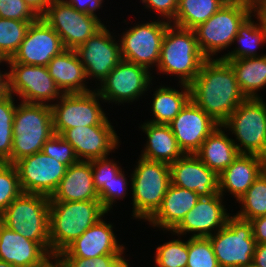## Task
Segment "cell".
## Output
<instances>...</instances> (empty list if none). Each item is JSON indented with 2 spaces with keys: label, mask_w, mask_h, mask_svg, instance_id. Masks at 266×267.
I'll return each mask as SVG.
<instances>
[{
  "label": "cell",
  "mask_w": 266,
  "mask_h": 267,
  "mask_svg": "<svg viewBox=\"0 0 266 267\" xmlns=\"http://www.w3.org/2000/svg\"><path fill=\"white\" fill-rule=\"evenodd\" d=\"M187 267H219L208 238L188 237Z\"/></svg>",
  "instance_id": "38"
},
{
  "label": "cell",
  "mask_w": 266,
  "mask_h": 267,
  "mask_svg": "<svg viewBox=\"0 0 266 267\" xmlns=\"http://www.w3.org/2000/svg\"><path fill=\"white\" fill-rule=\"evenodd\" d=\"M143 22L126 28L121 35L118 33L117 38L120 42L122 60L152 71V68L158 66L163 38L171 23L160 19Z\"/></svg>",
  "instance_id": "12"
},
{
  "label": "cell",
  "mask_w": 266,
  "mask_h": 267,
  "mask_svg": "<svg viewBox=\"0 0 266 267\" xmlns=\"http://www.w3.org/2000/svg\"><path fill=\"white\" fill-rule=\"evenodd\" d=\"M123 255H104L97 258H55L62 267H112Z\"/></svg>",
  "instance_id": "43"
},
{
  "label": "cell",
  "mask_w": 266,
  "mask_h": 267,
  "mask_svg": "<svg viewBox=\"0 0 266 267\" xmlns=\"http://www.w3.org/2000/svg\"><path fill=\"white\" fill-rule=\"evenodd\" d=\"M13 126H0V163H11Z\"/></svg>",
  "instance_id": "46"
},
{
  "label": "cell",
  "mask_w": 266,
  "mask_h": 267,
  "mask_svg": "<svg viewBox=\"0 0 266 267\" xmlns=\"http://www.w3.org/2000/svg\"><path fill=\"white\" fill-rule=\"evenodd\" d=\"M170 233L178 237L156 247L154 267H187L188 237L184 238L185 241L181 235H176L172 231Z\"/></svg>",
  "instance_id": "36"
},
{
  "label": "cell",
  "mask_w": 266,
  "mask_h": 267,
  "mask_svg": "<svg viewBox=\"0 0 266 267\" xmlns=\"http://www.w3.org/2000/svg\"><path fill=\"white\" fill-rule=\"evenodd\" d=\"M0 18L36 21L39 17L24 0H0Z\"/></svg>",
  "instance_id": "42"
},
{
  "label": "cell",
  "mask_w": 266,
  "mask_h": 267,
  "mask_svg": "<svg viewBox=\"0 0 266 267\" xmlns=\"http://www.w3.org/2000/svg\"><path fill=\"white\" fill-rule=\"evenodd\" d=\"M143 7L159 15L158 19L172 23L174 21L178 0H140Z\"/></svg>",
  "instance_id": "44"
},
{
  "label": "cell",
  "mask_w": 266,
  "mask_h": 267,
  "mask_svg": "<svg viewBox=\"0 0 266 267\" xmlns=\"http://www.w3.org/2000/svg\"><path fill=\"white\" fill-rule=\"evenodd\" d=\"M42 152L67 167L79 161L70 143L56 134L44 143Z\"/></svg>",
  "instance_id": "40"
},
{
  "label": "cell",
  "mask_w": 266,
  "mask_h": 267,
  "mask_svg": "<svg viewBox=\"0 0 266 267\" xmlns=\"http://www.w3.org/2000/svg\"><path fill=\"white\" fill-rule=\"evenodd\" d=\"M252 12L255 15H260L266 9V0H250Z\"/></svg>",
  "instance_id": "51"
},
{
  "label": "cell",
  "mask_w": 266,
  "mask_h": 267,
  "mask_svg": "<svg viewBox=\"0 0 266 267\" xmlns=\"http://www.w3.org/2000/svg\"><path fill=\"white\" fill-rule=\"evenodd\" d=\"M104 25L92 35L85 43L75 49L79 60L85 68L88 79L95 80L94 88L99 85L122 60L120 42L113 31ZM98 81V82H97ZM98 83V84H97Z\"/></svg>",
  "instance_id": "15"
},
{
  "label": "cell",
  "mask_w": 266,
  "mask_h": 267,
  "mask_svg": "<svg viewBox=\"0 0 266 267\" xmlns=\"http://www.w3.org/2000/svg\"><path fill=\"white\" fill-rule=\"evenodd\" d=\"M257 20L255 22V19ZM254 19V20H253ZM235 48L228 53L221 55L218 59H243L261 57L266 55L257 52L259 47L266 45V29L258 15L251 14L239 27L238 33L233 40Z\"/></svg>",
  "instance_id": "31"
},
{
  "label": "cell",
  "mask_w": 266,
  "mask_h": 267,
  "mask_svg": "<svg viewBox=\"0 0 266 267\" xmlns=\"http://www.w3.org/2000/svg\"><path fill=\"white\" fill-rule=\"evenodd\" d=\"M91 200H100L93 184L91 162L79 160L67 168L50 201Z\"/></svg>",
  "instance_id": "27"
},
{
  "label": "cell",
  "mask_w": 266,
  "mask_h": 267,
  "mask_svg": "<svg viewBox=\"0 0 266 267\" xmlns=\"http://www.w3.org/2000/svg\"><path fill=\"white\" fill-rule=\"evenodd\" d=\"M76 10L98 17L96 11L103 7L104 0H66Z\"/></svg>",
  "instance_id": "47"
},
{
  "label": "cell",
  "mask_w": 266,
  "mask_h": 267,
  "mask_svg": "<svg viewBox=\"0 0 266 267\" xmlns=\"http://www.w3.org/2000/svg\"><path fill=\"white\" fill-rule=\"evenodd\" d=\"M50 197L21 193L0 215V222L27 239L40 244L50 255Z\"/></svg>",
  "instance_id": "7"
},
{
  "label": "cell",
  "mask_w": 266,
  "mask_h": 267,
  "mask_svg": "<svg viewBox=\"0 0 266 267\" xmlns=\"http://www.w3.org/2000/svg\"><path fill=\"white\" fill-rule=\"evenodd\" d=\"M265 169L266 158L263 156L240 154L232 164L218 175L219 193L224 198L229 193L236 202Z\"/></svg>",
  "instance_id": "24"
},
{
  "label": "cell",
  "mask_w": 266,
  "mask_h": 267,
  "mask_svg": "<svg viewBox=\"0 0 266 267\" xmlns=\"http://www.w3.org/2000/svg\"><path fill=\"white\" fill-rule=\"evenodd\" d=\"M32 22L34 21L0 18V59L2 62L13 57Z\"/></svg>",
  "instance_id": "35"
},
{
  "label": "cell",
  "mask_w": 266,
  "mask_h": 267,
  "mask_svg": "<svg viewBox=\"0 0 266 267\" xmlns=\"http://www.w3.org/2000/svg\"><path fill=\"white\" fill-rule=\"evenodd\" d=\"M106 213L100 200L50 201L51 256L55 259Z\"/></svg>",
  "instance_id": "2"
},
{
  "label": "cell",
  "mask_w": 266,
  "mask_h": 267,
  "mask_svg": "<svg viewBox=\"0 0 266 267\" xmlns=\"http://www.w3.org/2000/svg\"><path fill=\"white\" fill-rule=\"evenodd\" d=\"M42 18L59 34L65 49L75 50L105 24L76 10L66 0H53Z\"/></svg>",
  "instance_id": "14"
},
{
  "label": "cell",
  "mask_w": 266,
  "mask_h": 267,
  "mask_svg": "<svg viewBox=\"0 0 266 267\" xmlns=\"http://www.w3.org/2000/svg\"><path fill=\"white\" fill-rule=\"evenodd\" d=\"M92 166L93 184L98 191L103 185H108L123 168L115 158L109 156L90 160Z\"/></svg>",
  "instance_id": "41"
},
{
  "label": "cell",
  "mask_w": 266,
  "mask_h": 267,
  "mask_svg": "<svg viewBox=\"0 0 266 267\" xmlns=\"http://www.w3.org/2000/svg\"><path fill=\"white\" fill-rule=\"evenodd\" d=\"M240 210L234 215L250 221L266 215V169L257 177L246 193L237 202Z\"/></svg>",
  "instance_id": "34"
},
{
  "label": "cell",
  "mask_w": 266,
  "mask_h": 267,
  "mask_svg": "<svg viewBox=\"0 0 266 267\" xmlns=\"http://www.w3.org/2000/svg\"><path fill=\"white\" fill-rule=\"evenodd\" d=\"M6 91L18 101L52 105L63 95L46 66L5 63Z\"/></svg>",
  "instance_id": "9"
},
{
  "label": "cell",
  "mask_w": 266,
  "mask_h": 267,
  "mask_svg": "<svg viewBox=\"0 0 266 267\" xmlns=\"http://www.w3.org/2000/svg\"><path fill=\"white\" fill-rule=\"evenodd\" d=\"M228 0H178L174 21L175 26L194 30L206 22Z\"/></svg>",
  "instance_id": "33"
},
{
  "label": "cell",
  "mask_w": 266,
  "mask_h": 267,
  "mask_svg": "<svg viewBox=\"0 0 266 267\" xmlns=\"http://www.w3.org/2000/svg\"><path fill=\"white\" fill-rule=\"evenodd\" d=\"M241 267H260V266H258L257 264H255V263L252 261L251 263L246 264V265H243V266H241Z\"/></svg>",
  "instance_id": "57"
},
{
  "label": "cell",
  "mask_w": 266,
  "mask_h": 267,
  "mask_svg": "<svg viewBox=\"0 0 266 267\" xmlns=\"http://www.w3.org/2000/svg\"><path fill=\"white\" fill-rule=\"evenodd\" d=\"M224 199L220 193L210 197H200L172 232L182 237L189 234L190 238H207L215 234L226 225L232 215L224 205Z\"/></svg>",
  "instance_id": "19"
},
{
  "label": "cell",
  "mask_w": 266,
  "mask_h": 267,
  "mask_svg": "<svg viewBox=\"0 0 266 267\" xmlns=\"http://www.w3.org/2000/svg\"><path fill=\"white\" fill-rule=\"evenodd\" d=\"M108 214L106 213L55 258L94 259L104 255H124L127 248L117 239L113 223H107L104 219Z\"/></svg>",
  "instance_id": "20"
},
{
  "label": "cell",
  "mask_w": 266,
  "mask_h": 267,
  "mask_svg": "<svg viewBox=\"0 0 266 267\" xmlns=\"http://www.w3.org/2000/svg\"><path fill=\"white\" fill-rule=\"evenodd\" d=\"M153 72L141 65L121 60L95 90L105 103L118 106L131 104L148 95L145 93H149L152 88Z\"/></svg>",
  "instance_id": "10"
},
{
  "label": "cell",
  "mask_w": 266,
  "mask_h": 267,
  "mask_svg": "<svg viewBox=\"0 0 266 267\" xmlns=\"http://www.w3.org/2000/svg\"><path fill=\"white\" fill-rule=\"evenodd\" d=\"M234 70L239 88L246 98H262L266 88V55L243 59H225ZM259 93V95H258Z\"/></svg>",
  "instance_id": "32"
},
{
  "label": "cell",
  "mask_w": 266,
  "mask_h": 267,
  "mask_svg": "<svg viewBox=\"0 0 266 267\" xmlns=\"http://www.w3.org/2000/svg\"><path fill=\"white\" fill-rule=\"evenodd\" d=\"M6 91V80H5V72L1 71L0 68V95Z\"/></svg>",
  "instance_id": "53"
},
{
  "label": "cell",
  "mask_w": 266,
  "mask_h": 267,
  "mask_svg": "<svg viewBox=\"0 0 266 267\" xmlns=\"http://www.w3.org/2000/svg\"><path fill=\"white\" fill-rule=\"evenodd\" d=\"M144 121L141 125L139 124V128L147 136L144 149L139 155L141 158L170 165L184 155L169 124Z\"/></svg>",
  "instance_id": "28"
},
{
  "label": "cell",
  "mask_w": 266,
  "mask_h": 267,
  "mask_svg": "<svg viewBox=\"0 0 266 267\" xmlns=\"http://www.w3.org/2000/svg\"><path fill=\"white\" fill-rule=\"evenodd\" d=\"M226 132V133H225ZM227 130L219 125L202 143L195 155L217 175L240 155Z\"/></svg>",
  "instance_id": "29"
},
{
  "label": "cell",
  "mask_w": 266,
  "mask_h": 267,
  "mask_svg": "<svg viewBox=\"0 0 266 267\" xmlns=\"http://www.w3.org/2000/svg\"><path fill=\"white\" fill-rule=\"evenodd\" d=\"M252 261L260 267H266V243L256 245Z\"/></svg>",
  "instance_id": "50"
},
{
  "label": "cell",
  "mask_w": 266,
  "mask_h": 267,
  "mask_svg": "<svg viewBox=\"0 0 266 267\" xmlns=\"http://www.w3.org/2000/svg\"><path fill=\"white\" fill-rule=\"evenodd\" d=\"M102 102L105 103L95 89L86 93L63 94L51 105L54 133L61 135L74 127L102 124L108 118Z\"/></svg>",
  "instance_id": "13"
},
{
  "label": "cell",
  "mask_w": 266,
  "mask_h": 267,
  "mask_svg": "<svg viewBox=\"0 0 266 267\" xmlns=\"http://www.w3.org/2000/svg\"><path fill=\"white\" fill-rule=\"evenodd\" d=\"M124 168L114 176V179L108 185H103L97 191L101 205L107 213H111L118 200L125 199V196H128V185L130 188L131 184L129 182L131 180L128 181V177L124 174L126 172Z\"/></svg>",
  "instance_id": "39"
},
{
  "label": "cell",
  "mask_w": 266,
  "mask_h": 267,
  "mask_svg": "<svg viewBox=\"0 0 266 267\" xmlns=\"http://www.w3.org/2000/svg\"><path fill=\"white\" fill-rule=\"evenodd\" d=\"M129 258L127 259L125 255H123L112 267H130Z\"/></svg>",
  "instance_id": "52"
},
{
  "label": "cell",
  "mask_w": 266,
  "mask_h": 267,
  "mask_svg": "<svg viewBox=\"0 0 266 267\" xmlns=\"http://www.w3.org/2000/svg\"><path fill=\"white\" fill-rule=\"evenodd\" d=\"M169 166L171 184L194 191L200 197L219 193L218 175L195 154H184Z\"/></svg>",
  "instance_id": "22"
},
{
  "label": "cell",
  "mask_w": 266,
  "mask_h": 267,
  "mask_svg": "<svg viewBox=\"0 0 266 267\" xmlns=\"http://www.w3.org/2000/svg\"><path fill=\"white\" fill-rule=\"evenodd\" d=\"M265 29H266V9L259 15Z\"/></svg>",
  "instance_id": "54"
},
{
  "label": "cell",
  "mask_w": 266,
  "mask_h": 267,
  "mask_svg": "<svg viewBox=\"0 0 266 267\" xmlns=\"http://www.w3.org/2000/svg\"><path fill=\"white\" fill-rule=\"evenodd\" d=\"M46 267H62L56 259H53Z\"/></svg>",
  "instance_id": "55"
},
{
  "label": "cell",
  "mask_w": 266,
  "mask_h": 267,
  "mask_svg": "<svg viewBox=\"0 0 266 267\" xmlns=\"http://www.w3.org/2000/svg\"><path fill=\"white\" fill-rule=\"evenodd\" d=\"M21 193L16 166L7 162L0 163V215Z\"/></svg>",
  "instance_id": "37"
},
{
  "label": "cell",
  "mask_w": 266,
  "mask_h": 267,
  "mask_svg": "<svg viewBox=\"0 0 266 267\" xmlns=\"http://www.w3.org/2000/svg\"><path fill=\"white\" fill-rule=\"evenodd\" d=\"M108 118L100 125L74 127L60 136L74 148L79 160L90 161L110 156L120 147V137Z\"/></svg>",
  "instance_id": "18"
},
{
  "label": "cell",
  "mask_w": 266,
  "mask_h": 267,
  "mask_svg": "<svg viewBox=\"0 0 266 267\" xmlns=\"http://www.w3.org/2000/svg\"><path fill=\"white\" fill-rule=\"evenodd\" d=\"M63 50L65 47L59 34L39 17L30 24L18 50L5 63L47 66Z\"/></svg>",
  "instance_id": "17"
},
{
  "label": "cell",
  "mask_w": 266,
  "mask_h": 267,
  "mask_svg": "<svg viewBox=\"0 0 266 267\" xmlns=\"http://www.w3.org/2000/svg\"><path fill=\"white\" fill-rule=\"evenodd\" d=\"M169 126L183 153L195 154L219 124L190 100Z\"/></svg>",
  "instance_id": "21"
},
{
  "label": "cell",
  "mask_w": 266,
  "mask_h": 267,
  "mask_svg": "<svg viewBox=\"0 0 266 267\" xmlns=\"http://www.w3.org/2000/svg\"><path fill=\"white\" fill-rule=\"evenodd\" d=\"M207 238L219 267H241L252 262L257 244L250 221L231 215L224 227Z\"/></svg>",
  "instance_id": "11"
},
{
  "label": "cell",
  "mask_w": 266,
  "mask_h": 267,
  "mask_svg": "<svg viewBox=\"0 0 266 267\" xmlns=\"http://www.w3.org/2000/svg\"><path fill=\"white\" fill-rule=\"evenodd\" d=\"M199 199L196 192L170 184L161 207L148 220L149 226L166 233L173 231Z\"/></svg>",
  "instance_id": "25"
},
{
  "label": "cell",
  "mask_w": 266,
  "mask_h": 267,
  "mask_svg": "<svg viewBox=\"0 0 266 267\" xmlns=\"http://www.w3.org/2000/svg\"><path fill=\"white\" fill-rule=\"evenodd\" d=\"M46 67L63 94L86 93L95 89L87 86L85 68L75 50H63Z\"/></svg>",
  "instance_id": "26"
},
{
  "label": "cell",
  "mask_w": 266,
  "mask_h": 267,
  "mask_svg": "<svg viewBox=\"0 0 266 267\" xmlns=\"http://www.w3.org/2000/svg\"><path fill=\"white\" fill-rule=\"evenodd\" d=\"M252 13L250 0H228L206 22L196 27L197 44L203 56L218 59V53L232 46L239 27Z\"/></svg>",
  "instance_id": "6"
},
{
  "label": "cell",
  "mask_w": 266,
  "mask_h": 267,
  "mask_svg": "<svg viewBox=\"0 0 266 267\" xmlns=\"http://www.w3.org/2000/svg\"><path fill=\"white\" fill-rule=\"evenodd\" d=\"M13 120L11 164L42 151L55 133L50 105L18 102Z\"/></svg>",
  "instance_id": "5"
},
{
  "label": "cell",
  "mask_w": 266,
  "mask_h": 267,
  "mask_svg": "<svg viewBox=\"0 0 266 267\" xmlns=\"http://www.w3.org/2000/svg\"><path fill=\"white\" fill-rule=\"evenodd\" d=\"M0 267H15L10 263H7L6 261L0 260Z\"/></svg>",
  "instance_id": "56"
},
{
  "label": "cell",
  "mask_w": 266,
  "mask_h": 267,
  "mask_svg": "<svg viewBox=\"0 0 266 267\" xmlns=\"http://www.w3.org/2000/svg\"><path fill=\"white\" fill-rule=\"evenodd\" d=\"M180 90L172 86L160 84L156 86L151 99L150 107L153 116L148 122L155 124H170L180 111L191 100V91L188 84L179 83ZM182 89V90H181Z\"/></svg>",
  "instance_id": "30"
},
{
  "label": "cell",
  "mask_w": 266,
  "mask_h": 267,
  "mask_svg": "<svg viewBox=\"0 0 266 267\" xmlns=\"http://www.w3.org/2000/svg\"><path fill=\"white\" fill-rule=\"evenodd\" d=\"M19 175L23 193L41 194L51 197L67 166L42 151L20 159L14 164Z\"/></svg>",
  "instance_id": "16"
},
{
  "label": "cell",
  "mask_w": 266,
  "mask_h": 267,
  "mask_svg": "<svg viewBox=\"0 0 266 267\" xmlns=\"http://www.w3.org/2000/svg\"><path fill=\"white\" fill-rule=\"evenodd\" d=\"M31 10L38 16L42 17L47 7L52 3L53 0H24Z\"/></svg>",
  "instance_id": "49"
},
{
  "label": "cell",
  "mask_w": 266,
  "mask_h": 267,
  "mask_svg": "<svg viewBox=\"0 0 266 267\" xmlns=\"http://www.w3.org/2000/svg\"><path fill=\"white\" fill-rule=\"evenodd\" d=\"M256 244L266 243V215L250 220Z\"/></svg>",
  "instance_id": "48"
},
{
  "label": "cell",
  "mask_w": 266,
  "mask_h": 267,
  "mask_svg": "<svg viewBox=\"0 0 266 267\" xmlns=\"http://www.w3.org/2000/svg\"><path fill=\"white\" fill-rule=\"evenodd\" d=\"M266 101L246 98L222 126L232 135L240 154H256L266 158Z\"/></svg>",
  "instance_id": "8"
},
{
  "label": "cell",
  "mask_w": 266,
  "mask_h": 267,
  "mask_svg": "<svg viewBox=\"0 0 266 267\" xmlns=\"http://www.w3.org/2000/svg\"><path fill=\"white\" fill-rule=\"evenodd\" d=\"M53 259L40 244L0 222V260L15 267H46Z\"/></svg>",
  "instance_id": "23"
},
{
  "label": "cell",
  "mask_w": 266,
  "mask_h": 267,
  "mask_svg": "<svg viewBox=\"0 0 266 267\" xmlns=\"http://www.w3.org/2000/svg\"><path fill=\"white\" fill-rule=\"evenodd\" d=\"M130 173L133 219L147 222L161 207L171 184L169 164L139 158Z\"/></svg>",
  "instance_id": "4"
},
{
  "label": "cell",
  "mask_w": 266,
  "mask_h": 267,
  "mask_svg": "<svg viewBox=\"0 0 266 267\" xmlns=\"http://www.w3.org/2000/svg\"><path fill=\"white\" fill-rule=\"evenodd\" d=\"M189 86L191 100L219 125L246 99L234 70L222 59H206Z\"/></svg>",
  "instance_id": "1"
},
{
  "label": "cell",
  "mask_w": 266,
  "mask_h": 267,
  "mask_svg": "<svg viewBox=\"0 0 266 267\" xmlns=\"http://www.w3.org/2000/svg\"><path fill=\"white\" fill-rule=\"evenodd\" d=\"M205 60L198 47L195 31L170 24L163 38L155 71L158 75L175 76L178 84L189 85L200 72Z\"/></svg>",
  "instance_id": "3"
},
{
  "label": "cell",
  "mask_w": 266,
  "mask_h": 267,
  "mask_svg": "<svg viewBox=\"0 0 266 267\" xmlns=\"http://www.w3.org/2000/svg\"><path fill=\"white\" fill-rule=\"evenodd\" d=\"M14 95L4 91L0 95V126H13L17 102ZM16 103V104H15Z\"/></svg>",
  "instance_id": "45"
}]
</instances>
